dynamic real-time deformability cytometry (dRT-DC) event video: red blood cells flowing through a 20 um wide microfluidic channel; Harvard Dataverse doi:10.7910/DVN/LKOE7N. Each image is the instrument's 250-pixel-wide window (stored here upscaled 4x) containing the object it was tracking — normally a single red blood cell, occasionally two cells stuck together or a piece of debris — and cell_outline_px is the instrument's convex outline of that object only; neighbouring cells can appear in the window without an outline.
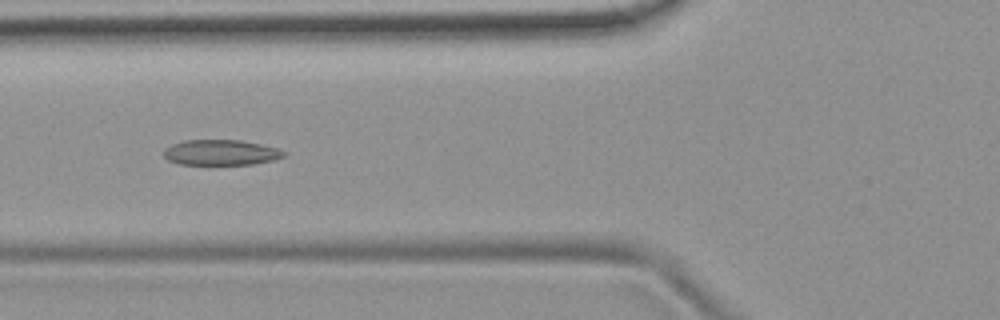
{"species": "common noctule bat (a hibernating species)", "species_latin": "Nyctalus noctula", "temperature_condition": "room temperature", "stored_images_in_passage": 53, "camera_frame_rate_fps": 3000, "um_per_image_px": 0.085, "animal": {"sex": "female", "body_mass_g": 19.9}, "frame": {"image": 1, "passage_image": 20, "time_ms": 6.333, "image_size_px": [1000, 320], "cell_outline_px": [[288, 152], [284, 156], [272, 160], [252, 164], [180, 164], [168, 160], [164, 156], [164, 148], [172, 144], [188, 140], [240, 140], [260, 144], [276, 148]], "centroid_in_image_um": [18.77, 12.96], "position_along_channel_um": 107.0, "area_um2": 17.63}}
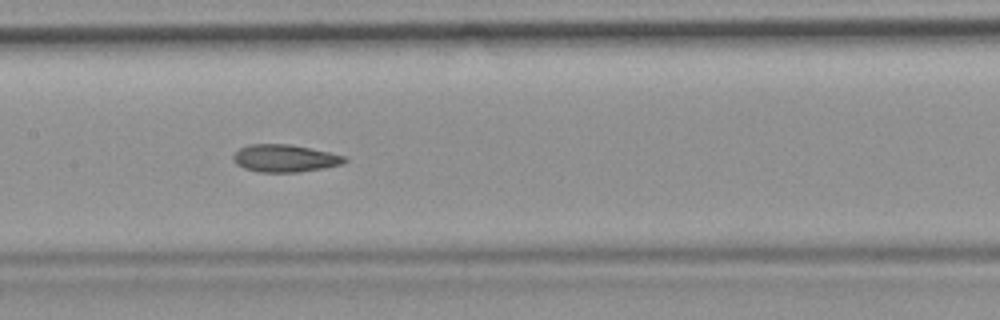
{"frame": {"image": 2, "passage_image": 26, "time_ms": 8.333, "image_size_px": [1000, 320], "cell_outline_px": [[348, 160], [344, 164], [324, 168], [296, 172], [260, 172], [244, 168], [236, 164], [232, 160], [232, 156], [240, 148], [248, 144], [288, 144], [348, 156]], "centroid_in_image_um": [24.22, 13.46], "position_along_channel_um": 183.2, "area_um2": 17.86}}
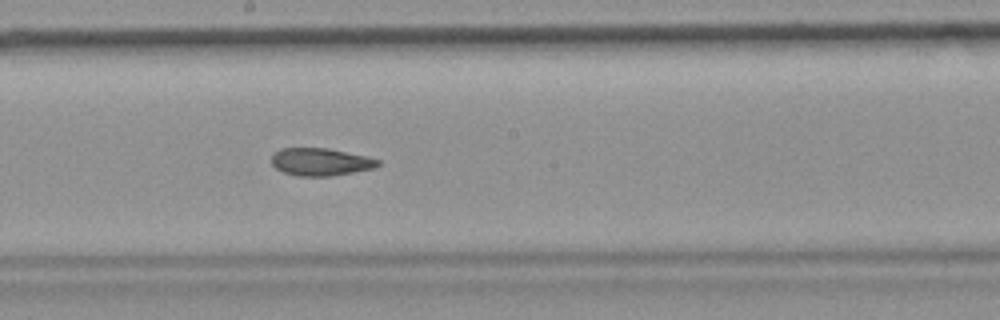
{"frame": {"image": 3, "passage_image": 29, "time_ms": 9.333, "image_size_px": [1000, 320], "cell_outline_px": [[380, 164], [372, 168], [332, 176], [296, 176], [284, 172], [276, 168], [272, 164], [272, 152], [280, 148], [328, 148], [368, 156], [380, 160]], "centroid_in_image_um": [27.22, 13.75], "position_along_channel_um": 221.0, "area_um2": 17.17}, "authors_computed_cell_mechanics": {"area_um2": 18.3226, "velocity_mm_per_s": 3.8068, "shape_relaxation_time_tau1_ms": null, "shape_relaxation_time_tau2_ms": 2.4562, "deformation_change_tau1": null, "deformation_change_tau2": 0.0862}}